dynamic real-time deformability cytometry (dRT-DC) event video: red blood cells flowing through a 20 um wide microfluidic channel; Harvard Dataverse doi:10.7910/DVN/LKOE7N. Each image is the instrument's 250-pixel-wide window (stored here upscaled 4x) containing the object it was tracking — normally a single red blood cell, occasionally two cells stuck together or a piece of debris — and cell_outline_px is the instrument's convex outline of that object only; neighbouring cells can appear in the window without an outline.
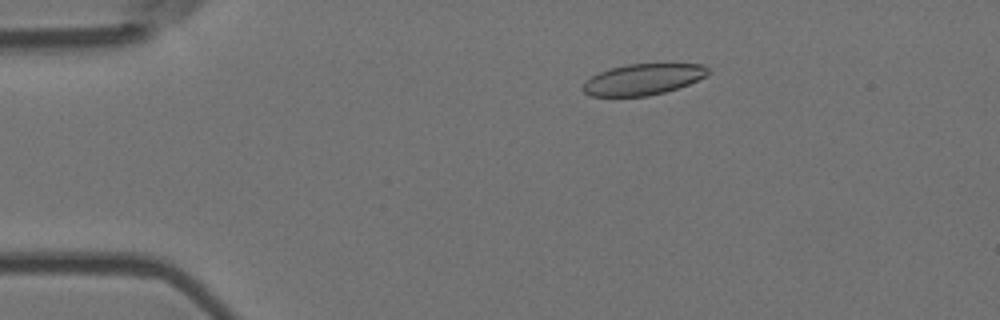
{"species": "Egyptian fruit bat (a non-hibernating species)", "species_latin": "Rousettus aegyptiacus", "temperature_condition": "room temperature", "stored_images_in_passage": 56, "camera_frame_rate_fps": 3000, "um_per_image_px": 0.085, "animal": {"sex": "female"}, "frame": {"image": 1, "passage_image": 11, "time_ms": 3.333, "image_size_px": [1000, 320], "cell_outline_px": [[708, 76], [688, 84], [664, 92], [648, 96], [588, 96], [580, 88], [584, 80], [600, 72], [612, 68], [628, 64], [704, 64], [708, 68]], "centroid_in_image_um": [54.62, 6.75], "position_along_channel_um": 30.4, "area_um2": 22.66}}
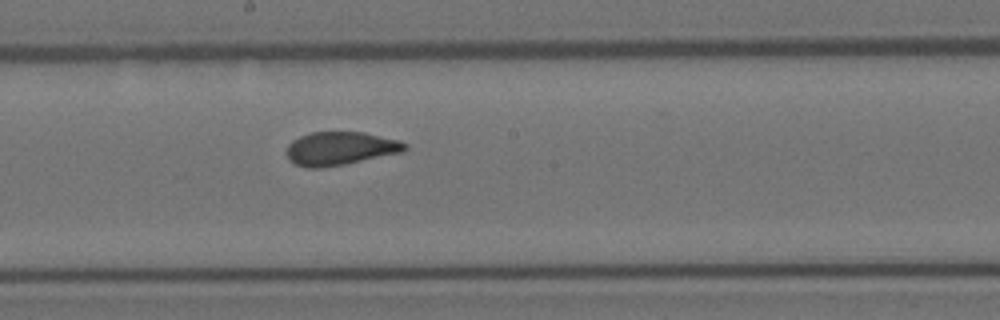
{"frame": {"image": 2, "passage_image": 31, "time_ms": 10.0, "image_size_px": [1000, 320], "cell_outline_px": [[408, 148], [404, 152], [344, 164], [320, 168], [308, 168], [296, 164], [288, 160], [284, 152], [288, 144], [292, 140], [300, 136], [312, 132], [364, 132], [400, 140], [408, 144]], "centroid_in_image_um": [28.91, 12.62], "position_along_channel_um": 219.3, "area_um2": 23.29}}
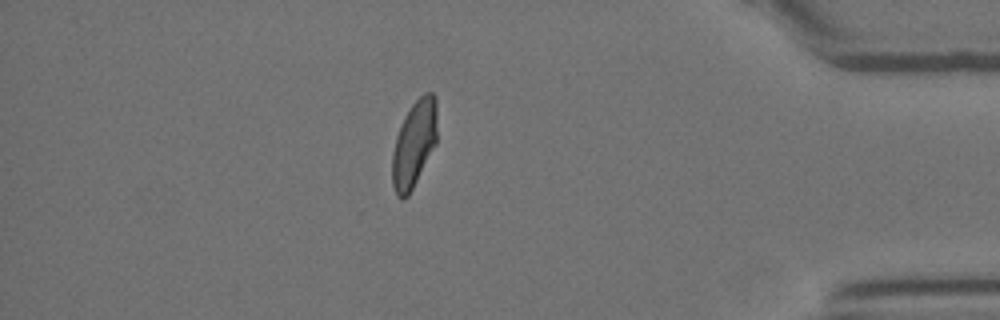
{"frame": {"image": 3, "passage_image": 49, "time_ms": 16.0, "image_size_px": [1000, 320], "cell_outline_px": [[436, 144], [408, 196], [404, 200], [400, 200], [396, 196], [392, 184], [392, 152], [396, 136], [404, 116], [412, 104], [424, 92], [432, 92], [436, 96]], "centroid_in_image_um": [35.18, 12.24], "position_along_channel_um": 400.0, "area_um2": 22.77}, "authors_computed_cell_mechanics": {"area_um2": 23.2356, "velocity_mm_per_s": 3.6447, "shape_relaxation_time_tau1_ms": 5.2014, "shape_relaxation_time_tau2_ms": 0.8698, "deformation_change_tau1": 0.1635, "deformation_change_tau2": 0.0638}}